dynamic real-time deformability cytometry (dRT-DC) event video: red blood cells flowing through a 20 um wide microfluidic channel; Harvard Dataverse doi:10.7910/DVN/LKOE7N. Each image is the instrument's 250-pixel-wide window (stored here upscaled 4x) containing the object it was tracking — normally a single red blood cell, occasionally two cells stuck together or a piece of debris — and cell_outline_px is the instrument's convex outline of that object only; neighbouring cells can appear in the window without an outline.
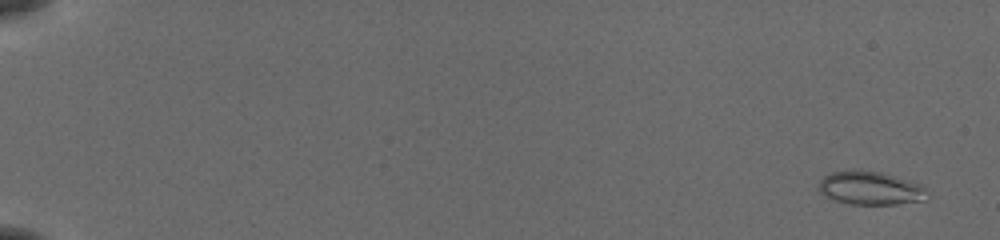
{"species": "common noctule bat (a hibernating species)", "species_latin": "Nyctalus noctula", "temperature_condition": "cold", "stored_images_in_passage": 18, "camera_frame_rate_fps": 3000, "um_per_image_px": 0.085, "animal": {"sex": "female", "body_mass_g": 19.5, "forearm_length_mm": 54.1}, "frame": {"image": 1, "passage_image": 1, "time_ms": 0.0, "image_size_px": [1000, 240], "cell_outline_px": [[928, 200], [896, 204], [852, 204], [832, 200], [824, 196], [816, 188], [820, 180], [824, 176], [832, 172], [852, 168], [860, 168], [880, 172], [924, 184], [928, 192]], "centroid_in_image_um": [73.98, 15.97], "position_along_channel_um": 11.0, "area_um2": 21.91}}